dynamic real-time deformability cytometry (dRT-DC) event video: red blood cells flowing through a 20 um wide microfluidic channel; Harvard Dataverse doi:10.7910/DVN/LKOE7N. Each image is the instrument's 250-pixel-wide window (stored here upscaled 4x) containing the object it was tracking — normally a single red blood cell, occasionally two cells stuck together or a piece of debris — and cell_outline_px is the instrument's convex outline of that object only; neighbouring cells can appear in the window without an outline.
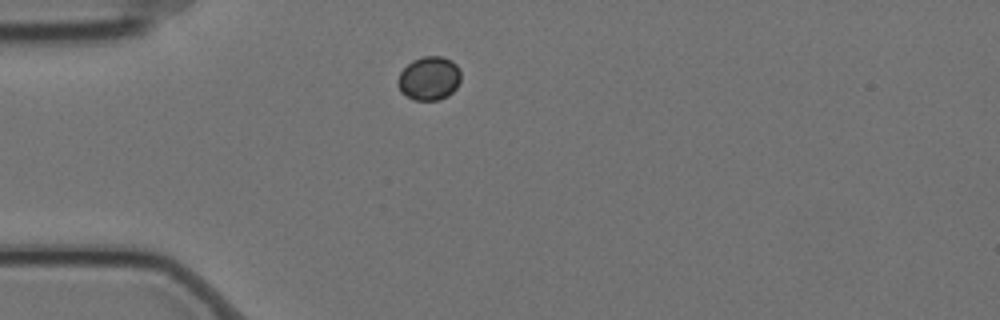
{"species": "Egyptian fruit bat (a non-hibernating species)", "species_latin": "Rousettus aegyptiacus", "temperature_condition": "cold", "stored_images_in_passage": 4, "camera_frame_rate_fps": 3000, "um_per_image_px": 0.085, "animal": {"sex": "female"}, "frame": {"image": 1, "passage_image": 4, "time_ms": 1.0, "image_size_px": [1000, 320], "cell_outline_px": [[460, 80], [456, 88], [448, 96], [440, 100], [412, 100], [400, 92], [396, 84], [396, 80], [400, 72], [412, 60], [424, 56], [444, 56], [452, 60], [456, 64], [460, 72]], "centroid_in_image_um": [36.45, 6.66], "position_along_channel_um": 48.5, "area_um2": 16.36}}